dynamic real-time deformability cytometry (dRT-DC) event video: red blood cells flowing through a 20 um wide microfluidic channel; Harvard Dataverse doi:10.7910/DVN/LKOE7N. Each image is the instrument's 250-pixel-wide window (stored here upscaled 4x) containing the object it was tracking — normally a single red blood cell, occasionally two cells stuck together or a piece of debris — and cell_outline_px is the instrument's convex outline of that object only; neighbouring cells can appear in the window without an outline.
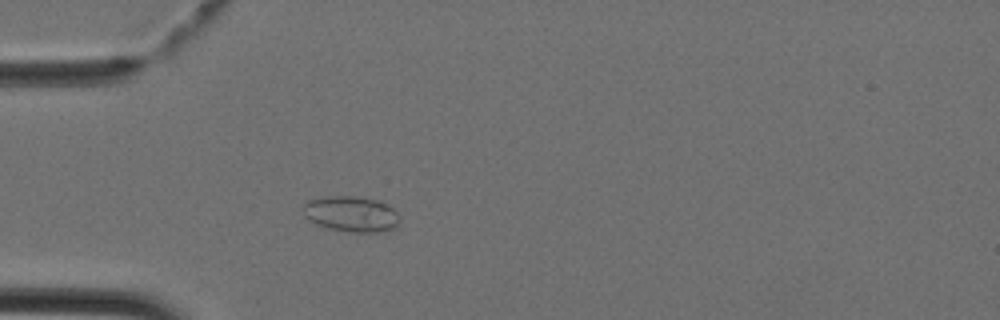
{"species": "Egyptian fruit bat (a non-hibernating species)", "species_latin": "Rousettus aegyptiacus", "temperature_condition": "cold", "stored_images_in_passage": 36, "camera_frame_rate_fps": 3000, "um_per_image_px": 0.085, "animal": {"sex": "female"}, "frame": {"image": 1, "passage_image": 10, "time_ms": 3.0, "image_size_px": [1000, 320], "cell_outline_px": [[400, 220], [396, 228], [380, 232], [352, 232], [332, 228], [316, 224], [308, 220], [304, 216], [304, 204], [308, 200], [324, 196], [356, 196], [380, 200], [388, 204], [400, 216]], "centroid_in_image_um": [29.89, 18.17], "position_along_channel_um": 55.1, "area_um2": 20.23}}
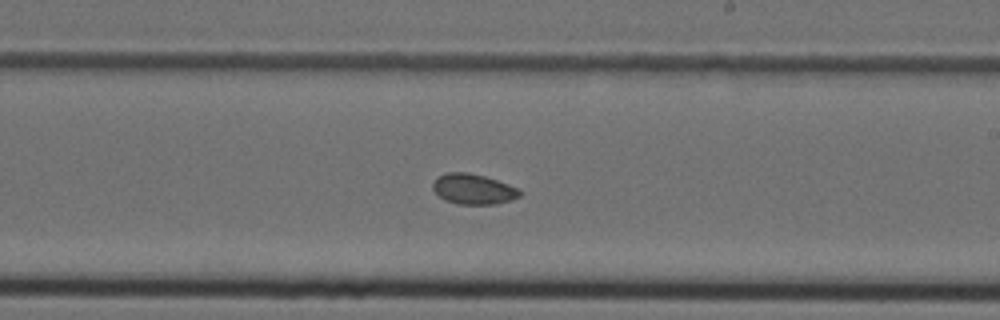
{"frame": {"image": 2, "passage_image": 23, "time_ms": 7.333, "image_size_px": [1000, 320], "cell_outline_px": [[520, 196], [496, 204], [456, 204], [444, 200], [432, 188], [432, 184], [444, 172], [468, 172], [484, 176], [520, 188]], "centroid_in_image_um": [40.22, 16.07], "position_along_channel_um": 248.8, "area_um2": 15.26}}
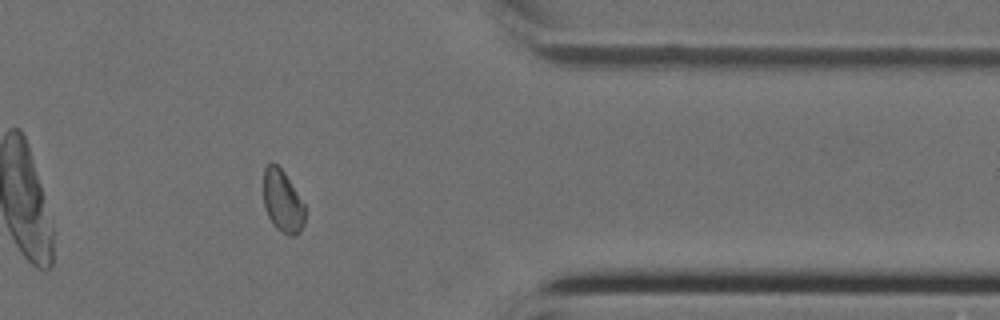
{"frame": {"image": 3, "passage_image": 33, "time_ms": 10.667, "image_size_px": [1000, 320], "cell_outline_px": [[304, 224], [300, 232], [296, 236], [288, 236], [280, 232], [272, 224], [264, 208], [264, 168], [268, 164], [276, 164], [284, 172], [304, 204]], "centroid_in_image_um": [24.01, 17.17], "position_along_channel_um": 387.4, "area_um2": 15.03}}